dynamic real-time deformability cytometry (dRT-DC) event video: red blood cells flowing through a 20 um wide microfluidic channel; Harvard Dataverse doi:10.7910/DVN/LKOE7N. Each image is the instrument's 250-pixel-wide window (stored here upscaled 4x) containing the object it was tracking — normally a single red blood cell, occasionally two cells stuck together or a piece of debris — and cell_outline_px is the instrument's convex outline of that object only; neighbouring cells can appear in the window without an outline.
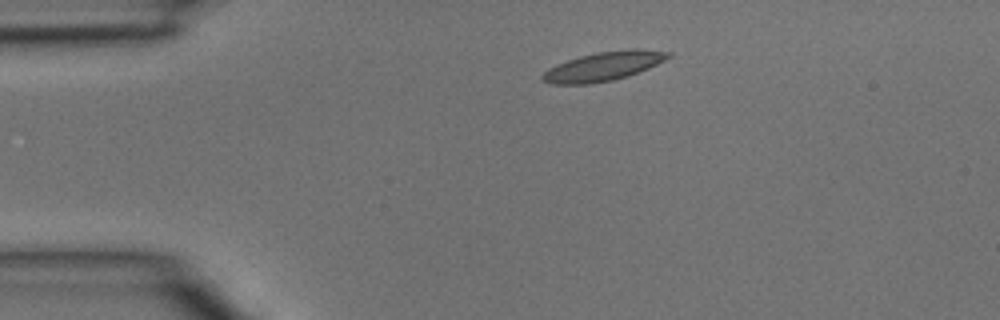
{"species": "common noctule bat (a hibernating species)", "species_latin": "Nyctalus noctula", "temperature_condition": "room temperature", "stored_images_in_passage": 3, "camera_frame_rate_fps": 3000, "um_per_image_px": 0.085, "animal": {"sex": "male", "body_mass_g": 15.6}, "frame": {"image": 1, "passage_image": 2, "time_ms": 0.333, "image_size_px": [1000, 320], "cell_outline_px": [[672, 56], [648, 68], [628, 76], [612, 80], [588, 84], [548, 84], [540, 80], [540, 76], [548, 68], [556, 64], [580, 56], [600, 52], [636, 48], [672, 52]], "centroid_in_image_um": [51.26, 5.64], "position_along_channel_um": 33.7, "area_um2": 21.21}}